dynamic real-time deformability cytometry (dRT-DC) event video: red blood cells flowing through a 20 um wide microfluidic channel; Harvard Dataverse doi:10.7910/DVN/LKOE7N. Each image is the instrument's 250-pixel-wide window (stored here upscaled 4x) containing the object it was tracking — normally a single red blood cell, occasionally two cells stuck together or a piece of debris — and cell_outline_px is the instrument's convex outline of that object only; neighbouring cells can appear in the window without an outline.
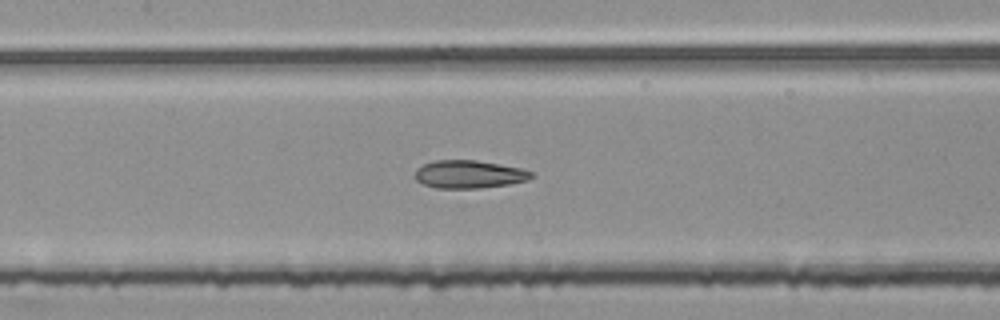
{"species": "common noctule bat (a hibernating species)", "species_latin": "Nyctalus noctula", "temperature_condition": "room temperature", "stored_images_in_passage": 56, "segment_of_instrument_passage": [2, 2], "camera_frame_rate_fps": 3000, "um_per_image_px": 0.085, "animal": {"sex": "female", "body_mass_g": 25.1}, "frame": {"image": 1, "passage_image": 26, "time_ms": 8.333, "image_size_px": [1000, 320], "cell_outline_px": [[536, 176], [528, 180], [508, 184], [480, 188], [436, 188], [424, 184], [416, 180], [416, 168], [424, 164], [436, 160], [476, 160], [500, 164], [520, 168], [532, 172]], "centroid_in_image_um": [39.89, 14.81], "position_along_channel_um": 167.5, "area_um2": 18.9}}
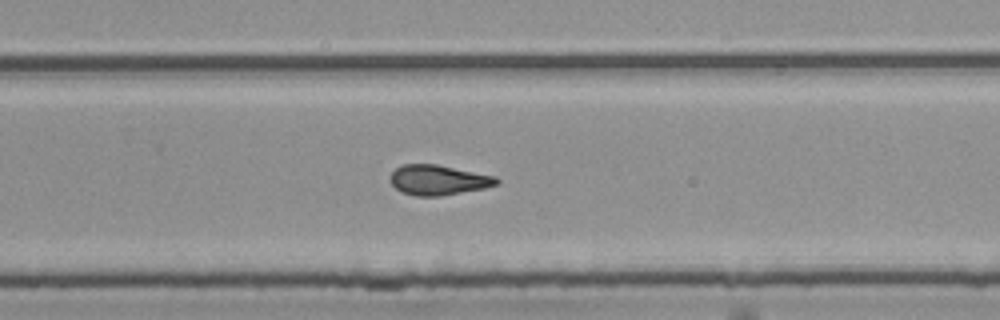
{"frame": {"image": 2, "passage_image": 36, "time_ms": 11.667, "image_size_px": [1000, 320], "cell_outline_px": [[500, 180], [496, 184], [484, 188], [440, 196], [416, 196], [404, 192], [396, 188], [388, 180], [388, 176], [400, 164], [436, 164], [496, 176]], "centroid_in_image_um": [37.22, 15.29], "position_along_channel_um": 292.6, "area_um2": 18.61}}
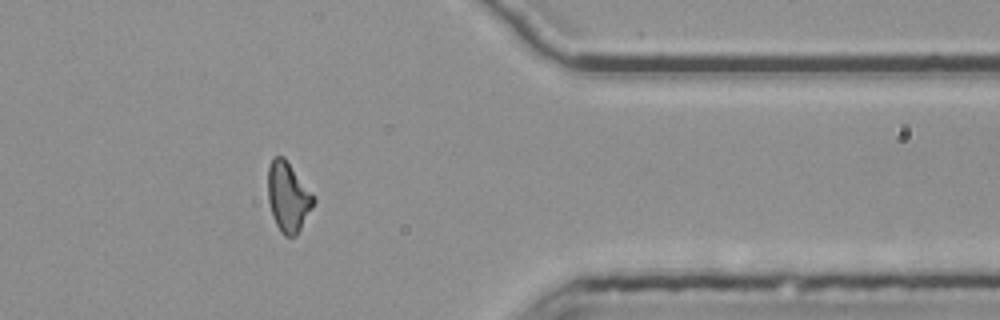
{"frame": {"image": 3, "passage_image": 45, "time_ms": 14.667, "image_size_px": [1000, 320], "cell_outline_px": [[316, 200], [296, 236], [284, 236], [280, 232], [272, 216], [268, 200], [268, 168], [272, 160], [276, 156], [284, 156]], "centroid_in_image_um": [24.46, 16.76], "position_along_channel_um": 386.9, "area_um2": 18.21}}